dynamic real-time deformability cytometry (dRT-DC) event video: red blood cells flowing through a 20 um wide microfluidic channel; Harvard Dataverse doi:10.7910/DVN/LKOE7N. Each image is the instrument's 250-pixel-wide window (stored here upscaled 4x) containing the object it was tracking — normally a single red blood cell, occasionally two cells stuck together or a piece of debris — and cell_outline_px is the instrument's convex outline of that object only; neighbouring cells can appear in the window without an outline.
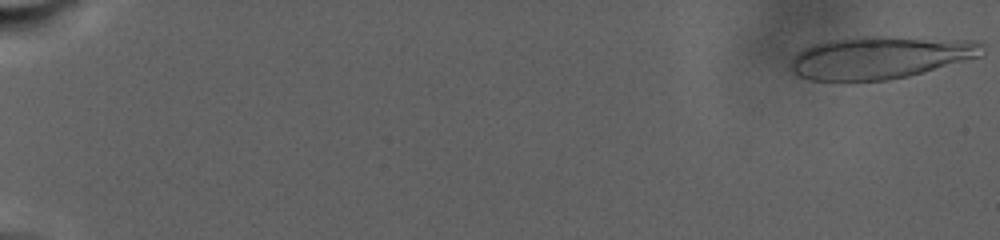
{"species": "human", "species_latin": "Homo sapiens", "temperature_condition": "warm", "stored_images_in_passage": 88, "camera_frame_rate_fps": 3000, "um_per_image_px": 0.085, "donor": {"sex": "male"}, "frame": {"image": 1, "passage_image": 1, "time_ms": 0.0, "image_size_px": [1000, 240], "cell_outline_px": [[984, 56], [908, 76], [888, 80], [808, 80], [800, 76], [792, 68], [792, 60], [804, 48], [828, 40], [864, 36], [880, 36], [984, 40]], "centroid_in_image_um": [74.96, 4.86], "position_along_channel_um": 10.0, "area_um2": 47.51}}
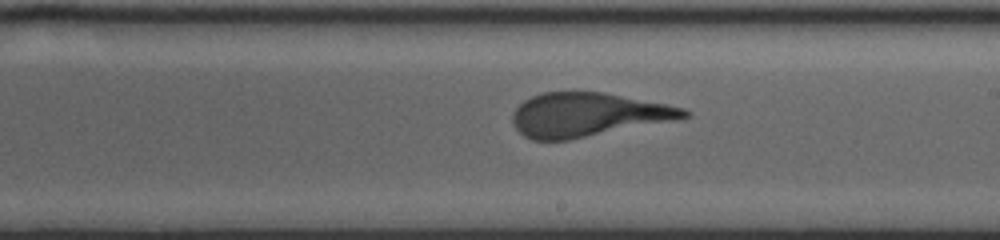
{"frame": {"image": 2, "passage_image": 55, "time_ms": 18.0, "image_size_px": [1000, 240], "cell_outline_px": [[692, 112], [688, 116], [568, 140], [532, 140], [524, 136], [512, 124], [512, 112], [524, 100], [540, 92], [604, 92], [684, 108]], "centroid_in_image_um": [49.84, 9.74], "position_along_channel_um": 239.2, "area_um2": 42.95}}
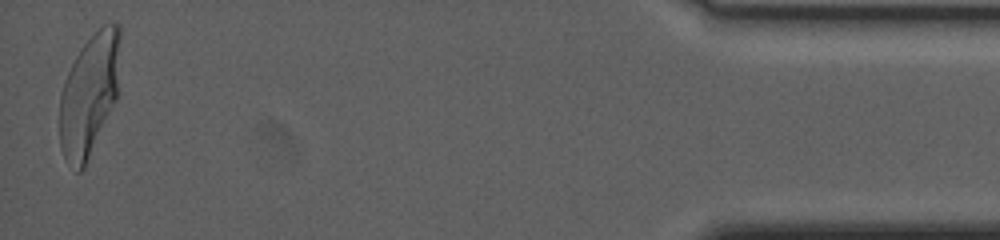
{"frame": {"image": 3, "passage_image": 87, "time_ms": 28.667, "image_size_px": [1000, 240], "cell_outline_px": [[120, 36], [116, 100], [84, 168], [80, 172], [76, 172], [64, 156], [60, 148], [60, 92], [68, 72], [76, 56], [84, 44], [104, 24], [120, 24]], "centroid_in_image_um": [7.57, 8.08], "position_along_channel_um": 427.6, "area_um2": 42.43}}